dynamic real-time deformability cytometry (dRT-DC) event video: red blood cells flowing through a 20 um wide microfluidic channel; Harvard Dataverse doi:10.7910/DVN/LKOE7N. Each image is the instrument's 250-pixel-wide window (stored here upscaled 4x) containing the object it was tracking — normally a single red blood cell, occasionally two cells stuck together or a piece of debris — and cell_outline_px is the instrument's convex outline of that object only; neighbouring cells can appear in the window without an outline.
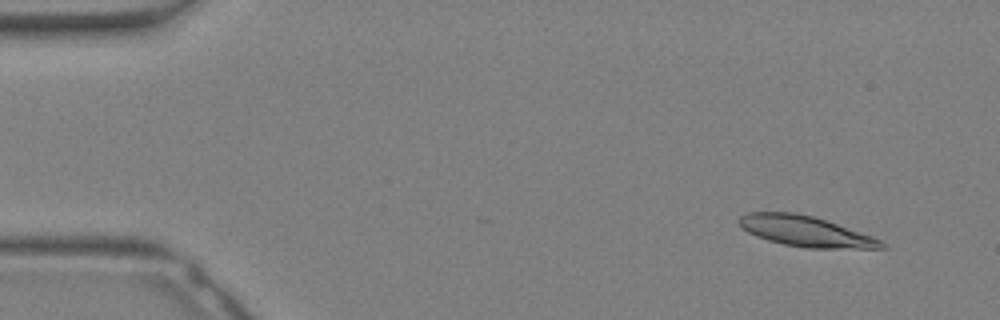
{"species": "Egyptian fruit bat (a non-hibernating species)", "species_latin": "Rousettus aegyptiacus", "temperature_condition": "warm", "stored_images_in_passage": 12, "camera_frame_rate_fps": 3000, "um_per_image_px": 0.085, "animal": {"sex": "female"}, "frame": {"image": 1, "passage_image": 3, "time_ms": 0.667, "image_size_px": [1000, 320], "cell_outline_px": [[888, 248], [804, 248], [784, 244], [768, 240], [756, 236], [740, 228], [740, 216], [748, 212], [792, 212], [812, 216], [872, 236], [880, 240]], "centroid_in_image_um": [68.43, 19.66], "position_along_channel_um": 16.6, "area_um2": 24.97}}
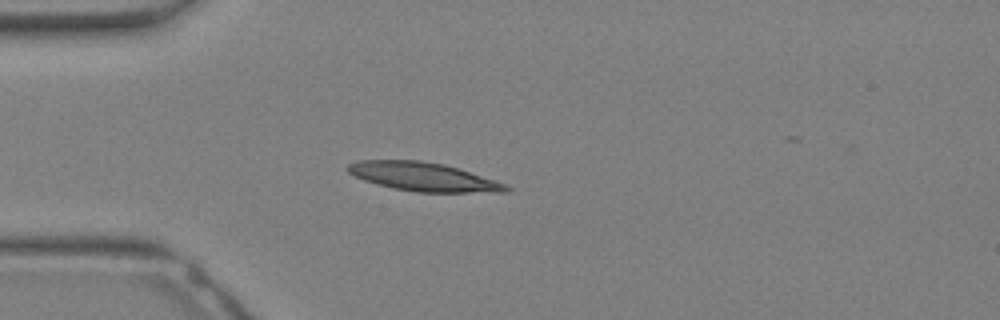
{"frame": {"image": 2, "passage_image": 9, "time_ms": 2.667, "image_size_px": [1000, 320], "cell_outline_px": [[512, 188], [508, 192], [416, 192], [392, 188], [376, 184], [364, 180], [348, 172], [344, 168], [348, 164], [356, 160], [420, 160], [444, 164], [504, 184]], "centroid_in_image_um": [35.9, 15.02], "position_along_channel_um": 49.1, "area_um2": 26.18}}
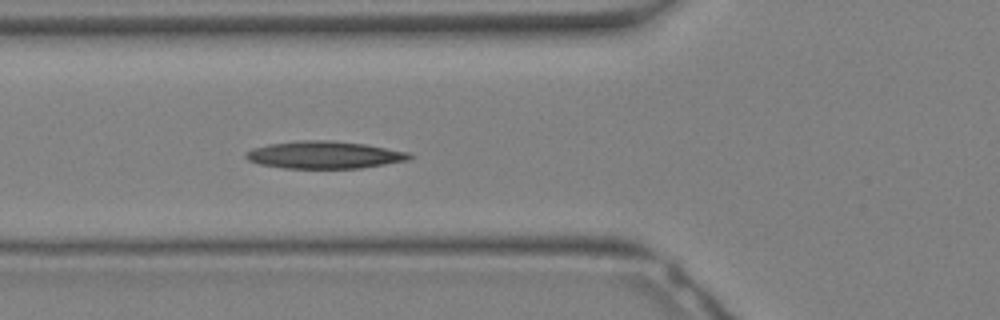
{"frame": {"image": 3, "passage_image": 12, "time_ms": 3.667, "image_size_px": [1000, 320], "cell_outline_px": [[416, 156], [408, 160], [360, 168], [284, 168], [260, 164], [248, 160], [244, 156], [244, 152], [252, 148], [268, 144], [296, 140], [332, 140], [364, 144], [408, 152]], "centroid_in_image_um": [27.53, 13.16], "position_along_channel_um": 98.3, "area_um2": 26.18}}